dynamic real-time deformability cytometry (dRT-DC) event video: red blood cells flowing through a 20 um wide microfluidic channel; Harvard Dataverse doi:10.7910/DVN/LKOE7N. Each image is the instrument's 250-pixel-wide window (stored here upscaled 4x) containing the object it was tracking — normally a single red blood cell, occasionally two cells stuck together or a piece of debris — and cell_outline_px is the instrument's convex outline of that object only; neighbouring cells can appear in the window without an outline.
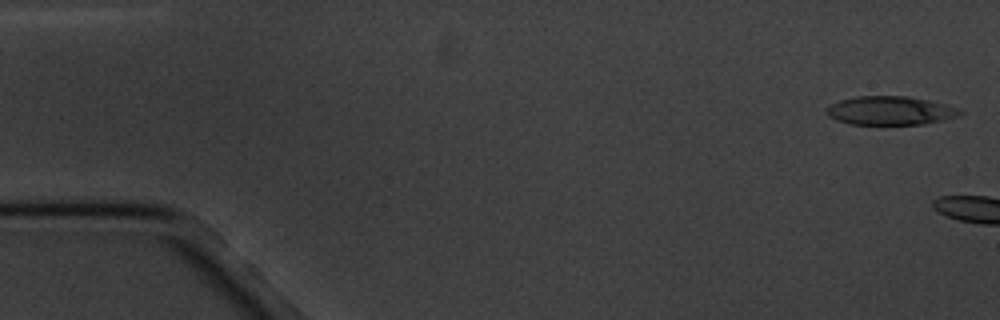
{"species": "common noctule bat (a hibernating species)", "species_latin": "Nyctalus noctula", "temperature_condition": "cold", "stored_images_in_passage": 2, "camera_frame_rate_fps": 3000, "um_per_image_px": 0.085, "animal": {"sex": "male", "body_mass_g": 20.1, "forearm_length_mm": 53.5}, "frame": {"image": 1, "passage_image": 1, "time_ms": 0.0, "image_size_px": [1000, 320], "cell_outline_px": [[964, 112], [960, 116], [944, 120], [924, 124], [848, 124], [836, 120], [828, 116], [824, 112], [832, 104], [840, 100], [856, 96], [908, 96], [928, 100], [944, 104], [956, 108]], "centroid_in_image_um": [75.67, 9.4], "position_along_channel_um": 9.3, "area_um2": 22.31}}